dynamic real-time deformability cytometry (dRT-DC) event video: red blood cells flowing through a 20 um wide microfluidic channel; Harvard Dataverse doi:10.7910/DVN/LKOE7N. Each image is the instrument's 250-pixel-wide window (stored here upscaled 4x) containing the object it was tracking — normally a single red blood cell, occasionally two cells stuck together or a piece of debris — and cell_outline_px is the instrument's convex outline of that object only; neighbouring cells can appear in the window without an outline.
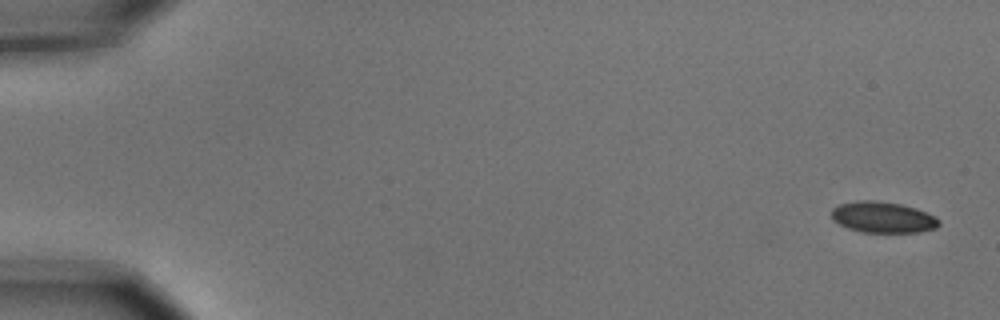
{"species": "common noctule bat (a hibernating species)", "species_latin": "Nyctalus noctula", "temperature_condition": "cold", "stored_images_in_passage": 8, "camera_frame_rate_fps": 3000, "um_per_image_px": 0.085, "animal": {"sex": "male", "body_mass_g": 15.6}, "frame": {"image": 1, "passage_image": 1, "time_ms": 0.0, "image_size_px": [1000, 320], "cell_outline_px": [[940, 224], [936, 228], [920, 232], [860, 232], [848, 228], [832, 220], [832, 208], [840, 204], [856, 200], [872, 200], [900, 204], [916, 208], [936, 216], [940, 220]], "centroid_in_image_um": [75.05, 18.47], "position_along_channel_um": 9.9, "area_um2": 19.54}}
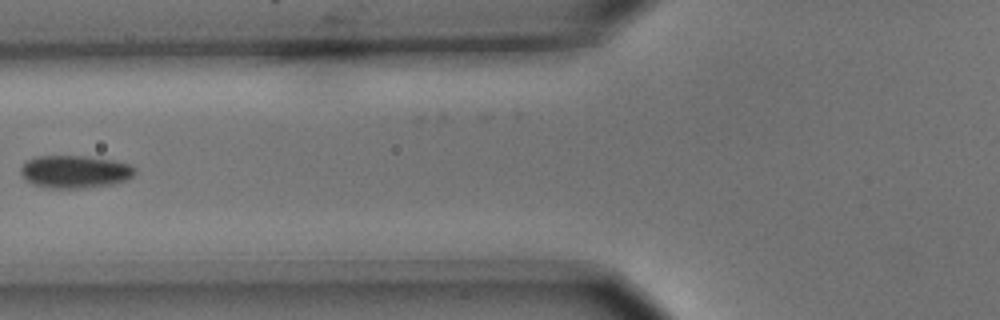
{"frame": {"image": 2, "passage_image": 7, "time_ms": 2.0, "image_size_px": [1000, 320], "cell_outline_px": [[136, 172], [128, 180], [112, 184], [84, 188], [48, 188], [32, 184], [20, 172], [20, 168], [28, 160], [36, 156], [88, 156], [112, 160], [128, 164], [136, 168]], "centroid_in_image_um": [6.39, 14.59], "position_along_channel_um": 119.4, "area_um2": 21.73}}
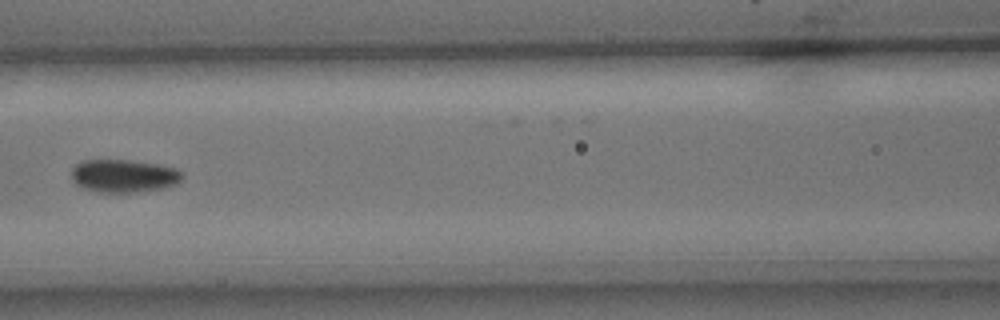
{"frame": {"image": 3, "passage_image": 8, "time_ms": 2.333, "image_size_px": [1000, 320], "cell_outline_px": [[184, 176], [176, 184], [168, 188], [136, 192], [100, 192], [84, 188], [76, 184], [72, 180], [72, 168], [76, 164], [84, 160], [128, 160], [156, 164], [176, 168]], "centroid_in_image_um": [10.53, 14.96], "position_along_channel_um": 156.1, "area_um2": 21.27}}